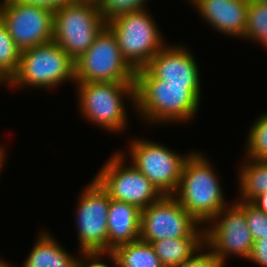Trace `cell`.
I'll return each mask as SVG.
<instances>
[{
	"label": "cell",
	"instance_id": "24",
	"mask_svg": "<svg viewBox=\"0 0 267 267\" xmlns=\"http://www.w3.org/2000/svg\"><path fill=\"white\" fill-rule=\"evenodd\" d=\"M147 0H100L97 4L101 17L106 23L127 14L146 10Z\"/></svg>",
	"mask_w": 267,
	"mask_h": 267
},
{
	"label": "cell",
	"instance_id": "17",
	"mask_svg": "<svg viewBox=\"0 0 267 267\" xmlns=\"http://www.w3.org/2000/svg\"><path fill=\"white\" fill-rule=\"evenodd\" d=\"M78 257L68 253L47 231L40 232L22 267H77Z\"/></svg>",
	"mask_w": 267,
	"mask_h": 267
},
{
	"label": "cell",
	"instance_id": "1",
	"mask_svg": "<svg viewBox=\"0 0 267 267\" xmlns=\"http://www.w3.org/2000/svg\"><path fill=\"white\" fill-rule=\"evenodd\" d=\"M200 93V85L168 84L142 68L136 71L133 105L145 123H187L198 112Z\"/></svg>",
	"mask_w": 267,
	"mask_h": 267
},
{
	"label": "cell",
	"instance_id": "6",
	"mask_svg": "<svg viewBox=\"0 0 267 267\" xmlns=\"http://www.w3.org/2000/svg\"><path fill=\"white\" fill-rule=\"evenodd\" d=\"M151 16L146 9L123 14L107 23L122 56L135 71L144 68L166 43Z\"/></svg>",
	"mask_w": 267,
	"mask_h": 267
},
{
	"label": "cell",
	"instance_id": "4",
	"mask_svg": "<svg viewBox=\"0 0 267 267\" xmlns=\"http://www.w3.org/2000/svg\"><path fill=\"white\" fill-rule=\"evenodd\" d=\"M65 81L75 82V61L54 41L21 51L11 87L51 89Z\"/></svg>",
	"mask_w": 267,
	"mask_h": 267
},
{
	"label": "cell",
	"instance_id": "32",
	"mask_svg": "<svg viewBox=\"0 0 267 267\" xmlns=\"http://www.w3.org/2000/svg\"><path fill=\"white\" fill-rule=\"evenodd\" d=\"M6 149L4 148V146L2 147V145L0 144V172L2 171L1 169L3 168V164L6 163Z\"/></svg>",
	"mask_w": 267,
	"mask_h": 267
},
{
	"label": "cell",
	"instance_id": "7",
	"mask_svg": "<svg viewBox=\"0 0 267 267\" xmlns=\"http://www.w3.org/2000/svg\"><path fill=\"white\" fill-rule=\"evenodd\" d=\"M135 76L136 71L122 56L117 39L107 26L75 61V82L135 83Z\"/></svg>",
	"mask_w": 267,
	"mask_h": 267
},
{
	"label": "cell",
	"instance_id": "28",
	"mask_svg": "<svg viewBox=\"0 0 267 267\" xmlns=\"http://www.w3.org/2000/svg\"><path fill=\"white\" fill-rule=\"evenodd\" d=\"M249 262L256 263L261 267H267V235L253 242Z\"/></svg>",
	"mask_w": 267,
	"mask_h": 267
},
{
	"label": "cell",
	"instance_id": "11",
	"mask_svg": "<svg viewBox=\"0 0 267 267\" xmlns=\"http://www.w3.org/2000/svg\"><path fill=\"white\" fill-rule=\"evenodd\" d=\"M0 20L21 51L53 41L52 9L16 0H2Z\"/></svg>",
	"mask_w": 267,
	"mask_h": 267
},
{
	"label": "cell",
	"instance_id": "10",
	"mask_svg": "<svg viewBox=\"0 0 267 267\" xmlns=\"http://www.w3.org/2000/svg\"><path fill=\"white\" fill-rule=\"evenodd\" d=\"M170 237H204V228L173 195H163L141 210L139 239L152 244Z\"/></svg>",
	"mask_w": 267,
	"mask_h": 267
},
{
	"label": "cell",
	"instance_id": "25",
	"mask_svg": "<svg viewBox=\"0 0 267 267\" xmlns=\"http://www.w3.org/2000/svg\"><path fill=\"white\" fill-rule=\"evenodd\" d=\"M245 213L248 228L253 241L267 235V214L259 210L250 201L237 200L235 202Z\"/></svg>",
	"mask_w": 267,
	"mask_h": 267
},
{
	"label": "cell",
	"instance_id": "22",
	"mask_svg": "<svg viewBox=\"0 0 267 267\" xmlns=\"http://www.w3.org/2000/svg\"><path fill=\"white\" fill-rule=\"evenodd\" d=\"M254 121L246 141L245 158L267 160V113H263Z\"/></svg>",
	"mask_w": 267,
	"mask_h": 267
},
{
	"label": "cell",
	"instance_id": "16",
	"mask_svg": "<svg viewBox=\"0 0 267 267\" xmlns=\"http://www.w3.org/2000/svg\"><path fill=\"white\" fill-rule=\"evenodd\" d=\"M141 210L132 204L110 198L107 216V253L115 247L139 240Z\"/></svg>",
	"mask_w": 267,
	"mask_h": 267
},
{
	"label": "cell",
	"instance_id": "12",
	"mask_svg": "<svg viewBox=\"0 0 267 267\" xmlns=\"http://www.w3.org/2000/svg\"><path fill=\"white\" fill-rule=\"evenodd\" d=\"M78 198L75 219L80 252L107 253L108 192L93 177Z\"/></svg>",
	"mask_w": 267,
	"mask_h": 267
},
{
	"label": "cell",
	"instance_id": "5",
	"mask_svg": "<svg viewBox=\"0 0 267 267\" xmlns=\"http://www.w3.org/2000/svg\"><path fill=\"white\" fill-rule=\"evenodd\" d=\"M106 26L96 3L72 0L54 10L53 41L76 61Z\"/></svg>",
	"mask_w": 267,
	"mask_h": 267
},
{
	"label": "cell",
	"instance_id": "18",
	"mask_svg": "<svg viewBox=\"0 0 267 267\" xmlns=\"http://www.w3.org/2000/svg\"><path fill=\"white\" fill-rule=\"evenodd\" d=\"M203 245L204 237H170L152 243L164 267L180 265L187 261Z\"/></svg>",
	"mask_w": 267,
	"mask_h": 267
},
{
	"label": "cell",
	"instance_id": "33",
	"mask_svg": "<svg viewBox=\"0 0 267 267\" xmlns=\"http://www.w3.org/2000/svg\"><path fill=\"white\" fill-rule=\"evenodd\" d=\"M0 267H13L8 262L6 263L3 259H0Z\"/></svg>",
	"mask_w": 267,
	"mask_h": 267
},
{
	"label": "cell",
	"instance_id": "30",
	"mask_svg": "<svg viewBox=\"0 0 267 267\" xmlns=\"http://www.w3.org/2000/svg\"><path fill=\"white\" fill-rule=\"evenodd\" d=\"M251 203L256 206L259 210H262L267 214V192H264L256 196Z\"/></svg>",
	"mask_w": 267,
	"mask_h": 267
},
{
	"label": "cell",
	"instance_id": "34",
	"mask_svg": "<svg viewBox=\"0 0 267 267\" xmlns=\"http://www.w3.org/2000/svg\"><path fill=\"white\" fill-rule=\"evenodd\" d=\"M73 1L91 2V3H96V4H98V2H99L100 0H73Z\"/></svg>",
	"mask_w": 267,
	"mask_h": 267
},
{
	"label": "cell",
	"instance_id": "2",
	"mask_svg": "<svg viewBox=\"0 0 267 267\" xmlns=\"http://www.w3.org/2000/svg\"><path fill=\"white\" fill-rule=\"evenodd\" d=\"M211 165L202 152H191L173 195L203 227L228 206L219 178Z\"/></svg>",
	"mask_w": 267,
	"mask_h": 267
},
{
	"label": "cell",
	"instance_id": "27",
	"mask_svg": "<svg viewBox=\"0 0 267 267\" xmlns=\"http://www.w3.org/2000/svg\"><path fill=\"white\" fill-rule=\"evenodd\" d=\"M108 255V256H107ZM80 257L77 260V267H112L110 264L108 265L105 262H102L103 256L108 257L110 261L113 263V267H117V262L115 256L111 253H102V252H94V253H81Z\"/></svg>",
	"mask_w": 267,
	"mask_h": 267
},
{
	"label": "cell",
	"instance_id": "20",
	"mask_svg": "<svg viewBox=\"0 0 267 267\" xmlns=\"http://www.w3.org/2000/svg\"><path fill=\"white\" fill-rule=\"evenodd\" d=\"M117 267H164L151 243L137 240L115 247Z\"/></svg>",
	"mask_w": 267,
	"mask_h": 267
},
{
	"label": "cell",
	"instance_id": "8",
	"mask_svg": "<svg viewBox=\"0 0 267 267\" xmlns=\"http://www.w3.org/2000/svg\"><path fill=\"white\" fill-rule=\"evenodd\" d=\"M129 145L132 165L138 169L162 195L177 191L186 159L191 154L180 155L157 142L134 139Z\"/></svg>",
	"mask_w": 267,
	"mask_h": 267
},
{
	"label": "cell",
	"instance_id": "26",
	"mask_svg": "<svg viewBox=\"0 0 267 267\" xmlns=\"http://www.w3.org/2000/svg\"><path fill=\"white\" fill-rule=\"evenodd\" d=\"M205 248L206 245L204 244L187 261L176 267H224L214 252ZM204 250L208 251L203 252Z\"/></svg>",
	"mask_w": 267,
	"mask_h": 267
},
{
	"label": "cell",
	"instance_id": "31",
	"mask_svg": "<svg viewBox=\"0 0 267 267\" xmlns=\"http://www.w3.org/2000/svg\"><path fill=\"white\" fill-rule=\"evenodd\" d=\"M5 83L7 86H11V78L0 69V84Z\"/></svg>",
	"mask_w": 267,
	"mask_h": 267
},
{
	"label": "cell",
	"instance_id": "13",
	"mask_svg": "<svg viewBox=\"0 0 267 267\" xmlns=\"http://www.w3.org/2000/svg\"><path fill=\"white\" fill-rule=\"evenodd\" d=\"M224 207L204 227V244L225 266L231 255L247 260L253 239L244 211L235 203Z\"/></svg>",
	"mask_w": 267,
	"mask_h": 267
},
{
	"label": "cell",
	"instance_id": "14",
	"mask_svg": "<svg viewBox=\"0 0 267 267\" xmlns=\"http://www.w3.org/2000/svg\"><path fill=\"white\" fill-rule=\"evenodd\" d=\"M154 78L168 84L200 85L195 57L186 46H164L144 67Z\"/></svg>",
	"mask_w": 267,
	"mask_h": 267
},
{
	"label": "cell",
	"instance_id": "21",
	"mask_svg": "<svg viewBox=\"0 0 267 267\" xmlns=\"http://www.w3.org/2000/svg\"><path fill=\"white\" fill-rule=\"evenodd\" d=\"M243 39L259 42L267 49V3L261 0H249Z\"/></svg>",
	"mask_w": 267,
	"mask_h": 267
},
{
	"label": "cell",
	"instance_id": "15",
	"mask_svg": "<svg viewBox=\"0 0 267 267\" xmlns=\"http://www.w3.org/2000/svg\"><path fill=\"white\" fill-rule=\"evenodd\" d=\"M190 3L216 32L243 39L249 0H193Z\"/></svg>",
	"mask_w": 267,
	"mask_h": 267
},
{
	"label": "cell",
	"instance_id": "23",
	"mask_svg": "<svg viewBox=\"0 0 267 267\" xmlns=\"http://www.w3.org/2000/svg\"><path fill=\"white\" fill-rule=\"evenodd\" d=\"M21 50L11 38L7 27L0 20V69L12 78L19 67Z\"/></svg>",
	"mask_w": 267,
	"mask_h": 267
},
{
	"label": "cell",
	"instance_id": "29",
	"mask_svg": "<svg viewBox=\"0 0 267 267\" xmlns=\"http://www.w3.org/2000/svg\"><path fill=\"white\" fill-rule=\"evenodd\" d=\"M16 1L28 5L45 7L48 9H52L54 11L56 9L63 7L67 3H70L72 0H16Z\"/></svg>",
	"mask_w": 267,
	"mask_h": 267
},
{
	"label": "cell",
	"instance_id": "19",
	"mask_svg": "<svg viewBox=\"0 0 267 267\" xmlns=\"http://www.w3.org/2000/svg\"><path fill=\"white\" fill-rule=\"evenodd\" d=\"M239 197L236 200L252 201L256 196L267 192V160L246 158L239 168Z\"/></svg>",
	"mask_w": 267,
	"mask_h": 267
},
{
	"label": "cell",
	"instance_id": "9",
	"mask_svg": "<svg viewBox=\"0 0 267 267\" xmlns=\"http://www.w3.org/2000/svg\"><path fill=\"white\" fill-rule=\"evenodd\" d=\"M126 154L123 150L113 153L94 178L111 199L135 205L142 210L163 195L132 164L124 165Z\"/></svg>",
	"mask_w": 267,
	"mask_h": 267
},
{
	"label": "cell",
	"instance_id": "3",
	"mask_svg": "<svg viewBox=\"0 0 267 267\" xmlns=\"http://www.w3.org/2000/svg\"><path fill=\"white\" fill-rule=\"evenodd\" d=\"M82 117L109 132H123L128 123L125 97L135 103V83L75 82Z\"/></svg>",
	"mask_w": 267,
	"mask_h": 267
}]
</instances>
